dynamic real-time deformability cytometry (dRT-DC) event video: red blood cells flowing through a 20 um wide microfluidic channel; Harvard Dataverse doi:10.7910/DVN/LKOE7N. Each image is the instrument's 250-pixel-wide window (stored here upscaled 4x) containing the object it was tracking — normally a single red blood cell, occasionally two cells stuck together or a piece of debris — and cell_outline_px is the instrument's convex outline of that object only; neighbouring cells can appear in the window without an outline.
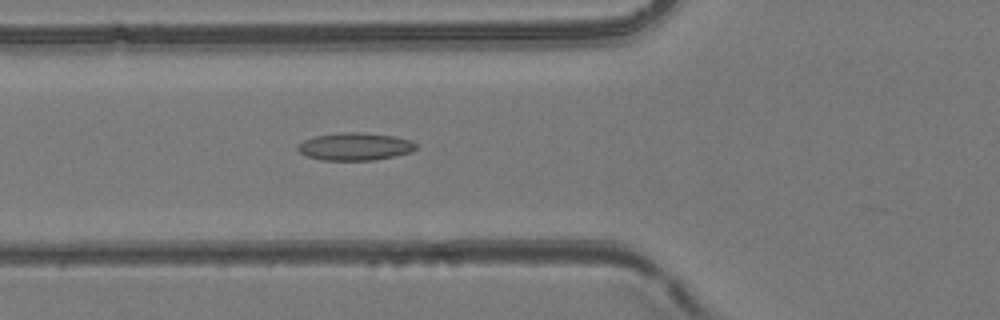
{"species": "common noctule bat (a hibernating species)", "species_latin": "Nyctalus noctula", "temperature_condition": "room temperature", "stored_images_in_passage": 29, "camera_frame_rate_fps": 3000, "um_per_image_px": 0.085, "animal": {"sex": "female", "body_mass_g": 24.6, "forearm_length_mm": 56.2}, "frame": {"image": 1, "passage_image": 19, "time_ms": 6.0, "image_size_px": [1000, 320], "cell_outline_px": [[416, 148], [412, 152], [372, 160], [320, 160], [308, 156], [300, 152], [296, 148], [296, 144], [312, 136], [340, 132], [364, 132], [392, 136], [408, 140], [416, 144]], "centroid_in_image_um": [30.11, 12.44], "position_along_channel_um": 95.7, "area_um2": 19.02}}
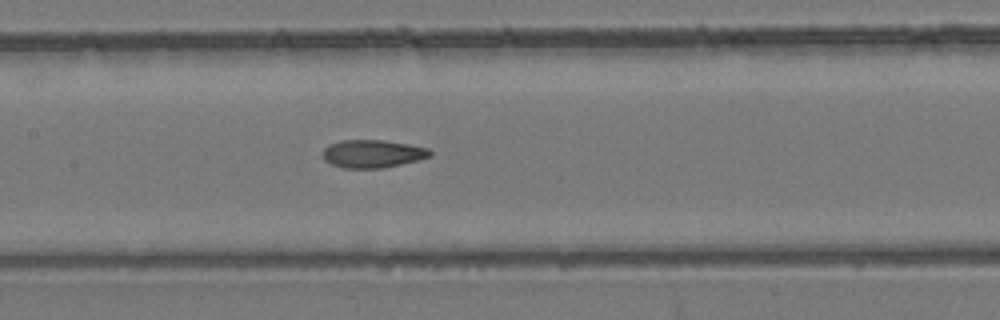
{"frame": {"image": 2, "passage_image": 25, "time_ms": 8.0, "image_size_px": [1000, 320], "cell_outline_px": [[432, 156], [384, 168], [344, 168], [332, 164], [324, 160], [324, 148], [328, 144], [340, 140], [384, 140], [408, 144], [428, 148], [432, 152]], "centroid_in_image_um": [31.66, 13.06], "position_along_channel_um": 175.7, "area_um2": 17.4}}
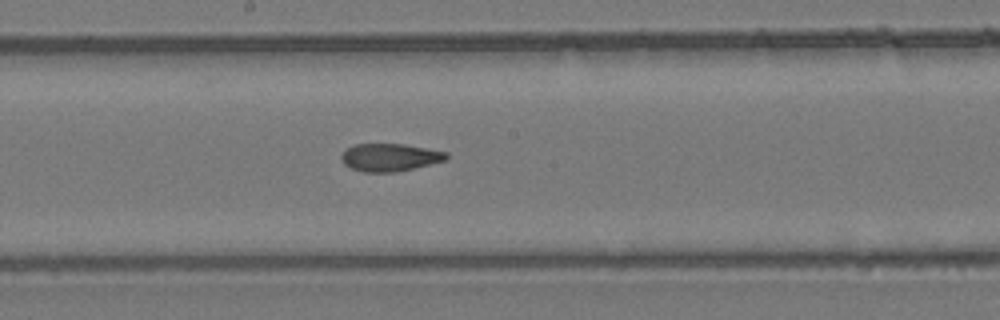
{"frame": {"image": 3, "passage_image": 28, "time_ms": 9.0, "image_size_px": [1000, 320], "cell_outline_px": [[448, 160], [396, 172], [364, 172], [352, 168], [344, 164], [340, 160], [340, 156], [352, 144], [404, 144], [448, 152]], "centroid_in_image_um": [33.15, 13.37], "position_along_channel_um": 215.1, "area_um2": 16.99}}